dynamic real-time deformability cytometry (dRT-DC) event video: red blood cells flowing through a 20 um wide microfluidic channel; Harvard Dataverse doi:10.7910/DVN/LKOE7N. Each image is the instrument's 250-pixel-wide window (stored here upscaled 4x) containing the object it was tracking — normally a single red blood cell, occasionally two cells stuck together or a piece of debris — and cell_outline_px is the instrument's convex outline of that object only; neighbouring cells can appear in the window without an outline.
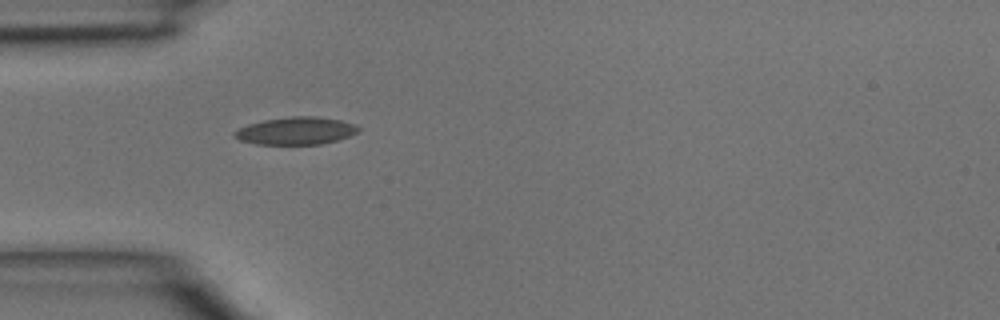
{"species": "common noctule bat (a hibernating species)", "species_latin": "Nyctalus noctula", "temperature_condition": "room temperature", "stored_images_in_passage": 2, "camera_frame_rate_fps": 3000, "um_per_image_px": 0.085, "animal": {"sex": "male", "body_mass_g": 15.6}, "frame": {"image": 1, "passage_image": 1, "time_ms": 0.0, "image_size_px": [1000, 320], "cell_outline_px": [[360, 128], [356, 132], [348, 136], [336, 140], [320, 144], [256, 144], [240, 140], [232, 136], [232, 132], [248, 124], [264, 120], [292, 116], [316, 116], [340, 120], [356, 124]], "centroid_in_image_um": [25.13, 11.11], "position_along_channel_um": 59.9, "area_um2": 19.77}}
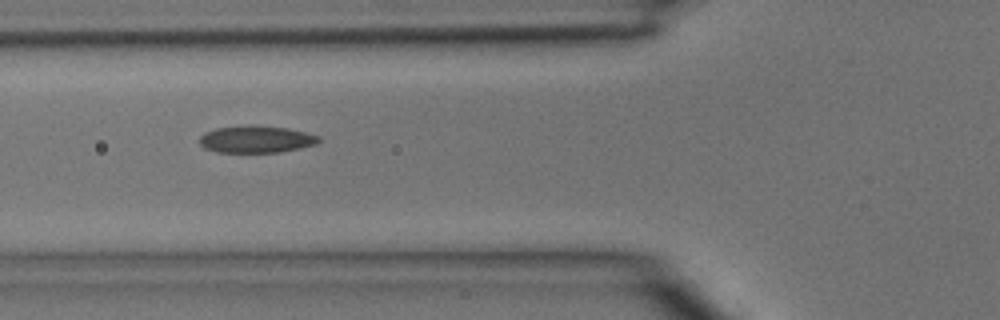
{"frame": {"image": 2, "passage_image": 2, "time_ms": 0.333, "image_size_px": [1000, 320], "cell_outline_px": [[320, 140], [316, 144], [300, 148], [280, 152], [216, 152], [204, 148], [200, 144], [200, 136], [204, 132], [216, 128], [288, 128], [320, 136]], "centroid_in_image_um": [21.78, 11.89], "position_along_channel_um": 104.0, "area_um2": 17.92}}